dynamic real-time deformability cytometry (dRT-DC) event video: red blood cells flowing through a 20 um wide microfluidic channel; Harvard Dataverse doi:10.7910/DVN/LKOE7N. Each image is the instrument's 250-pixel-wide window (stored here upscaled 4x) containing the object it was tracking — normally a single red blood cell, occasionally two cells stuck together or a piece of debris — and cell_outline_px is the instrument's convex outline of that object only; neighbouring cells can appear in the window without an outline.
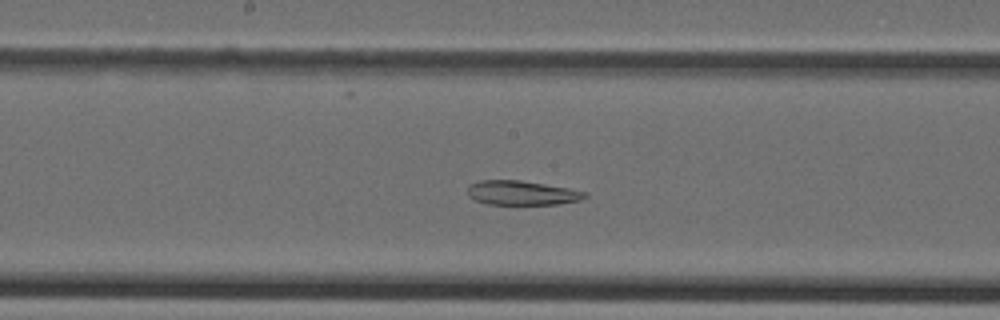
{"species": "Egyptian fruit bat (a non-hibernating species)", "species_latin": "Rousettus aegyptiacus", "temperature_condition": "cold", "stored_images_in_passage": 43, "camera_frame_rate_fps": 3000, "um_per_image_px": 0.085, "animal": {"sex": "female"}, "frame": {"image": 1, "passage_image": 21, "time_ms": 6.667, "image_size_px": [1000, 320], "cell_outline_px": [[588, 196], [580, 200], [560, 204], [516, 208], [484, 204], [468, 196], [468, 184], [480, 180], [520, 180], [568, 188], [588, 192]], "centroid_in_image_um": [44.34, 16.46], "position_along_channel_um": 203.9, "area_um2": 17.8}}
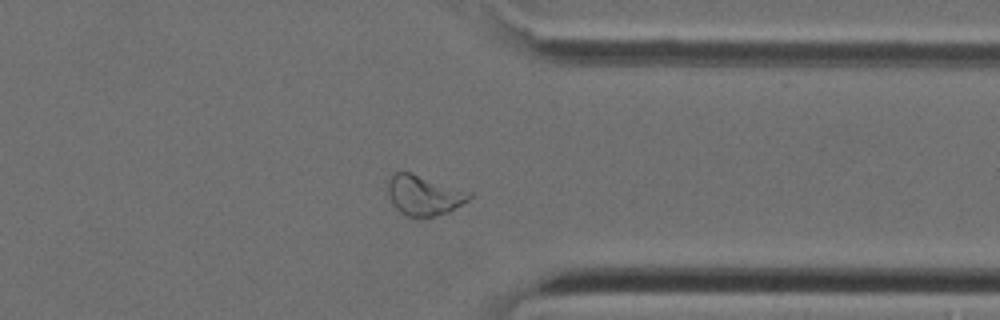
{"frame": {"image": 2, "passage_image": 33, "time_ms": 10.667, "image_size_px": [1000, 320], "cell_outline_px": [[472, 196], [468, 200], [448, 212], [432, 216], [408, 216], [400, 212], [392, 204], [388, 196], [388, 180], [396, 172], [408, 172], [472, 192]], "centroid_in_image_um": [36.02, 16.6], "position_along_channel_um": 375.4, "area_um2": 18.61}}
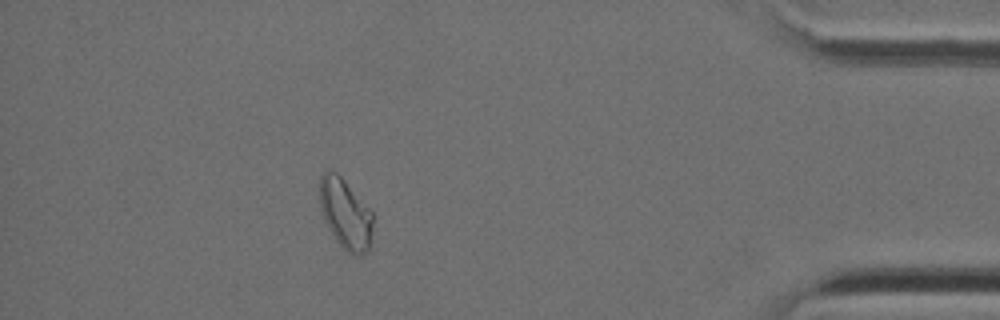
{"frame": {"image": 3, "passage_image": 38, "time_ms": 12.333, "image_size_px": [1000, 320], "cell_outline_px": [[372, 224], [368, 248], [360, 256], [352, 256], [336, 240], [328, 228], [320, 212], [320, 172], [324, 168], [328, 168], [336, 172], [344, 180], [372, 212]], "centroid_in_image_um": [29.3, 18.13], "position_along_channel_um": 405.9, "area_um2": 21.68}}